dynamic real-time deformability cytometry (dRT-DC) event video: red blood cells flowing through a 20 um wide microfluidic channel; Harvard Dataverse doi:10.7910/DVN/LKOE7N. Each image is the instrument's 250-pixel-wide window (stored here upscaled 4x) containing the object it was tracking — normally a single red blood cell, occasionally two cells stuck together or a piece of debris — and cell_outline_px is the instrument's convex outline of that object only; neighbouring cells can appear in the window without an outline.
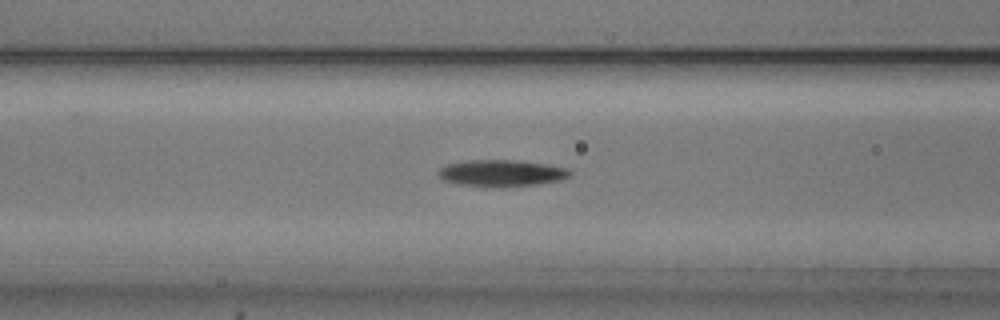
{"species": "common noctule bat (a hibernating species)", "species_latin": "Nyctalus noctula", "temperature_condition": "cold", "stored_images_in_passage": 54, "segment_of_instrument_passage": [1, 2], "camera_frame_rate_fps": 3000, "um_per_image_px": 0.085, "animal": {"sex": "male", "body_mass_g": 20.5, "forearm_length_mm": 52.5}, "frame": {"image": 1, "passage_image": 21, "time_ms": 6.667, "image_size_px": [1000, 320], "cell_outline_px": [[572, 176], [560, 180], [540, 184], [456, 184], [444, 180], [436, 172], [444, 164], [464, 160], [516, 160], [548, 164], [568, 168], [572, 172]], "centroid_in_image_um": [42.65, 14.66], "position_along_channel_um": 124.0, "area_um2": 19.77}}
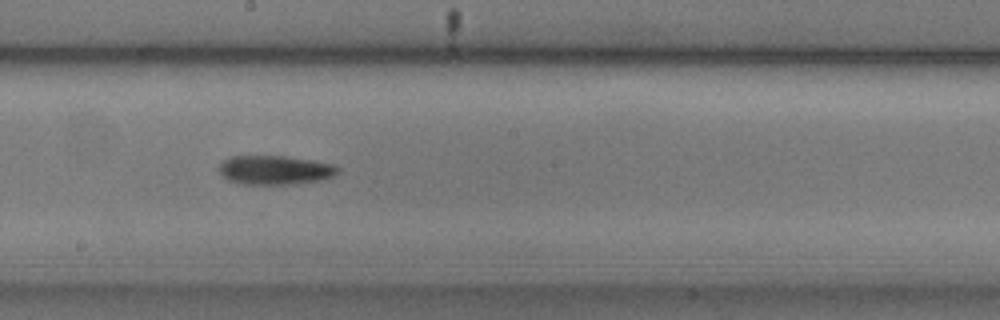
{"frame": {"image": 2, "passage_image": 29, "time_ms": 9.333, "image_size_px": [1000, 320], "cell_outline_px": [[340, 172], [336, 176], [320, 180], [288, 184], [244, 184], [228, 180], [220, 172], [220, 164], [224, 160], [232, 156], [284, 156], [312, 160], [336, 164], [340, 168]], "centroid_in_image_um": [23.44, 14.45], "position_along_channel_um": 224.8, "area_um2": 20.11}}
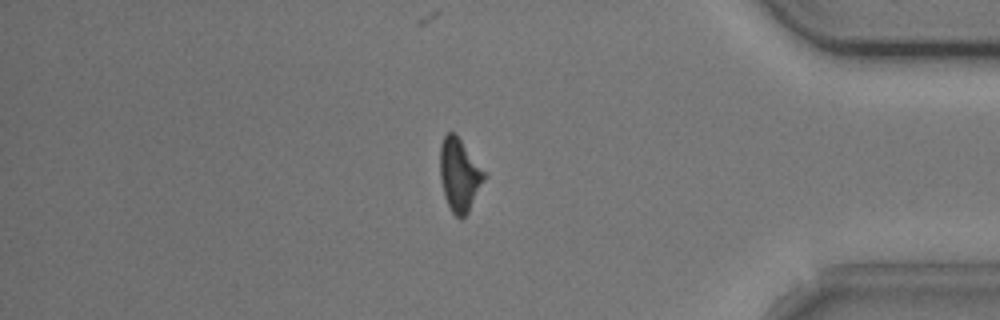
{"frame": {"image": 3, "passage_image": 45, "time_ms": 14.667, "image_size_px": [1000, 320], "cell_outline_px": [[488, 176], [468, 212], [464, 216], [456, 216], [452, 212], [444, 196], [440, 180], [440, 144], [444, 136], [448, 132], [456, 132], [488, 172]], "centroid_in_image_um": [39.1, 14.8], "position_along_channel_um": 396.1, "area_um2": 19.42}}